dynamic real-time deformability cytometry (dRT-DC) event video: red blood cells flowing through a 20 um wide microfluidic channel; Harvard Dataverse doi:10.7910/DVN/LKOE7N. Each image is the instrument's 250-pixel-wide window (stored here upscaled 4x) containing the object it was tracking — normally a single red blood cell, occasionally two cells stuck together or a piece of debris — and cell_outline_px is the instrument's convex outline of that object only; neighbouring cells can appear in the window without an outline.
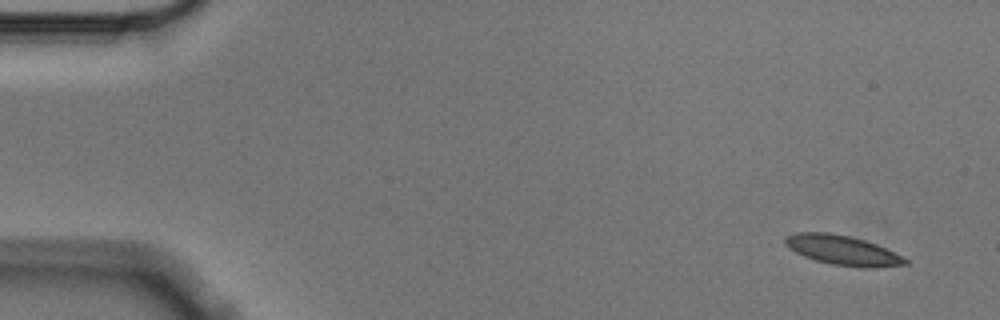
{"species": "Egyptian fruit bat (a non-hibernating species)", "species_latin": "Rousettus aegyptiacus", "temperature_condition": "cold", "stored_images_in_passage": 6, "camera_frame_rate_fps": 3000, "um_per_image_px": 0.085, "animal": {"sex": "male"}, "frame": {"image": 1, "passage_image": 1, "time_ms": 0.0, "image_size_px": [1000, 320], "cell_outline_px": [[908, 264], [876, 268], [860, 268], [832, 264], [816, 260], [804, 256], [788, 248], [784, 244], [784, 240], [788, 236], [796, 232], [828, 232], [848, 236], [864, 240], [876, 244], [904, 256], [908, 260]], "centroid_in_image_um": [71.65, 21.28], "position_along_channel_um": 13.4, "area_um2": 20.81}}
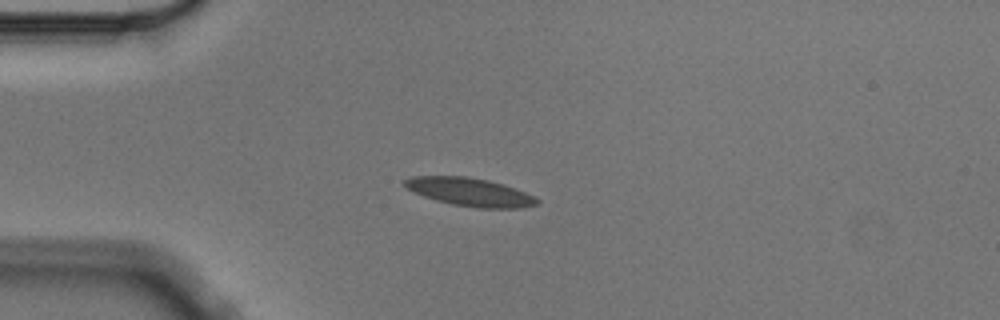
{"frame": {"image": 2, "passage_image": 4, "time_ms": 1.0, "image_size_px": [1000, 320], "cell_outline_px": [[540, 200], [536, 204], [520, 208], [480, 208], [452, 204], [436, 200], [412, 192], [404, 184], [404, 180], [412, 176], [468, 176], [488, 180], [504, 184], [524, 192]], "centroid_in_image_um": [39.92, 16.31], "position_along_channel_um": 45.1, "area_um2": 21.56}}
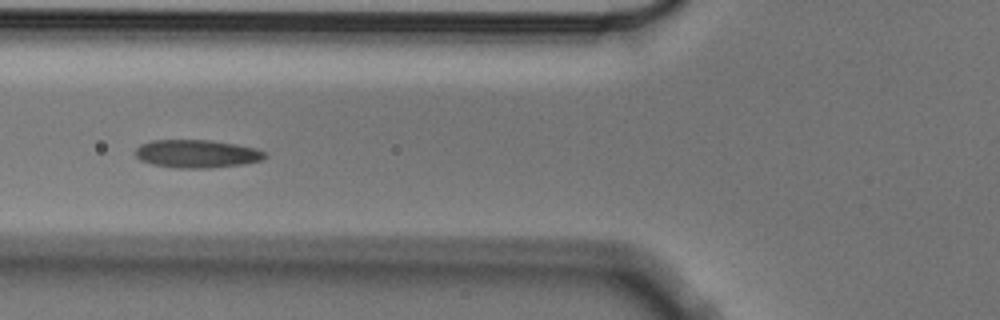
{"frame": {"image": 3, "passage_image": 6, "time_ms": 1.667, "image_size_px": [1000, 320], "cell_outline_px": [[268, 156], [260, 160], [244, 164], [212, 168], [172, 168], [152, 164], [140, 160], [136, 156], [136, 148], [140, 144], [152, 140], [208, 140], [236, 144], [256, 148], [268, 152]], "centroid_in_image_um": [16.75, 13.07], "position_along_channel_um": 109.0, "area_um2": 21.39}}